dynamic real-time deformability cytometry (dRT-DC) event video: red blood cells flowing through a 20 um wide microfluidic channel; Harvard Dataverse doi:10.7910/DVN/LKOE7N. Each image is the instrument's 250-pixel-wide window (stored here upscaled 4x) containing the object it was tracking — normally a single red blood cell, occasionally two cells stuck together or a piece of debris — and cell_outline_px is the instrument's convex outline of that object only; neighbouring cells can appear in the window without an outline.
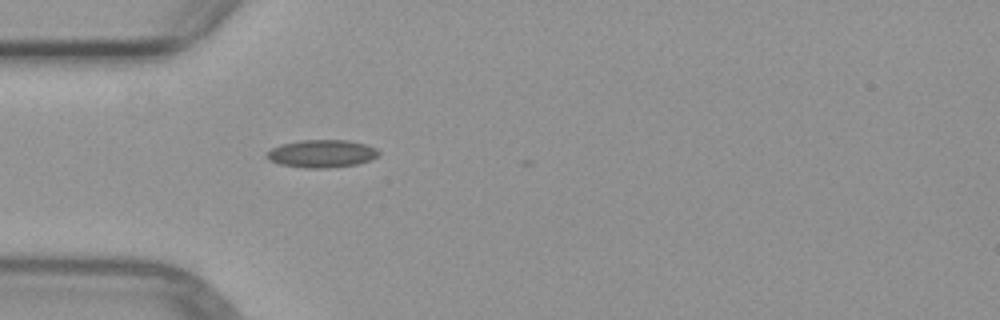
{"species": "common noctule bat (a hibernating species)", "species_latin": "Nyctalus noctula", "temperature_condition": "warm", "stored_images_in_passage": 1, "camera_frame_rate_fps": 3000, "um_per_image_px": 0.085, "animal": {"sex": "female", "body_mass_g": 29.2, "forearm_length_mm": 56.3}, "frame": {"image": 1, "passage_image": 1, "time_ms": 0.0, "image_size_px": [1000, 320], "cell_outline_px": [[380, 152], [372, 160], [356, 164], [328, 168], [304, 168], [280, 164], [268, 160], [264, 156], [272, 148], [280, 144], [300, 140], [348, 140], [368, 144], [376, 148]], "centroid_in_image_um": [27.35, 13.05], "position_along_channel_um": 57.7, "area_um2": 18.26}}